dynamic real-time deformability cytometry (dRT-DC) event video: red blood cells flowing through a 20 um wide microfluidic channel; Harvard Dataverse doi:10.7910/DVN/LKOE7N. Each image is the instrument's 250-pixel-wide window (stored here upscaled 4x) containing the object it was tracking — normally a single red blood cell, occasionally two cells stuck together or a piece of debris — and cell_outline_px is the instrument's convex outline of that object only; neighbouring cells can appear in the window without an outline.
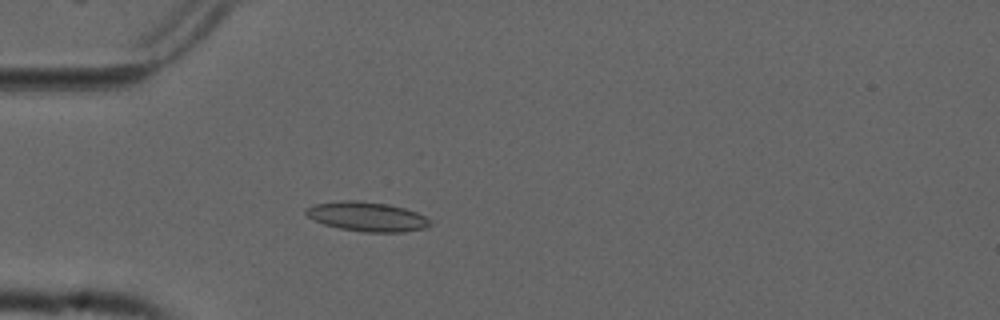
{"species": "common noctule bat (a hibernating species)", "species_latin": "Nyctalus noctula", "temperature_condition": "cold", "stored_images_in_passage": 27, "camera_frame_rate_fps": 3000, "um_per_image_px": 0.085, "animal": {"sex": "male", "forearm_length_mm": 52.5}, "frame": {"image": 1, "passage_image": 10, "time_ms": 3.0, "image_size_px": [1000, 320], "cell_outline_px": [[432, 224], [424, 228], [404, 232], [364, 232], [340, 228], [324, 224], [308, 216], [304, 212], [304, 208], [316, 204], [340, 200], [356, 200], [388, 204], [404, 208], [416, 212], [432, 220]], "centroid_in_image_um": [31.21, 18.41], "position_along_channel_um": 53.8, "area_um2": 21.27}}
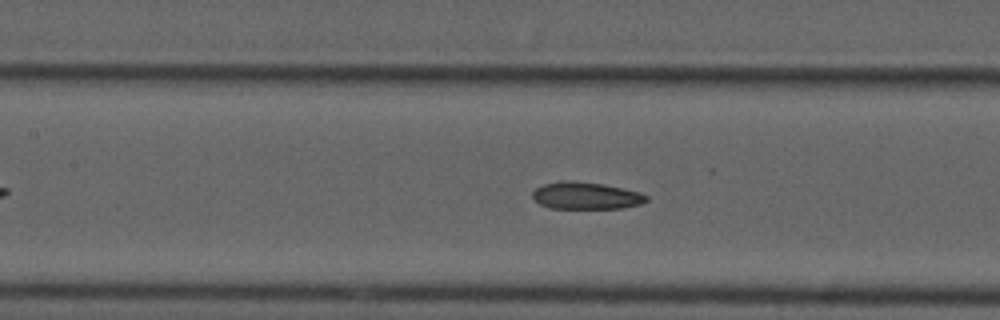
{"frame": {"image": 2, "passage_image": 19, "time_ms": 6.0, "image_size_px": [1000, 320], "cell_outline_px": [[648, 200], [640, 204], [620, 208], [548, 208], [540, 204], [532, 196], [532, 192], [536, 188], [544, 184], [564, 180], [572, 180], [604, 184], [640, 192], [648, 196]], "centroid_in_image_um": [49.8, 16.62], "position_along_channel_um": 157.6, "area_um2": 17.98}}
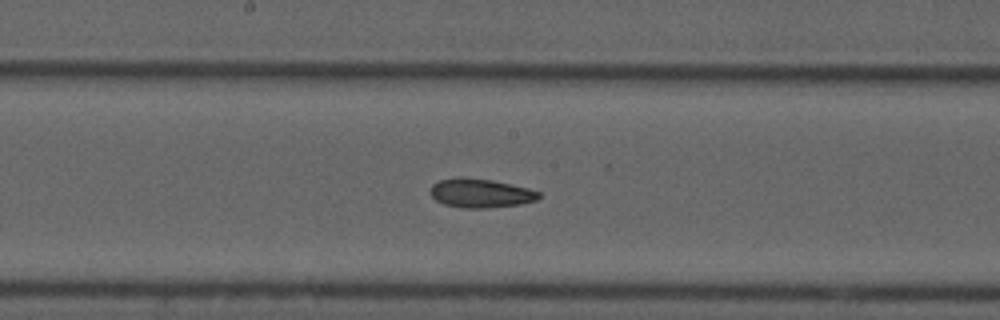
{"frame": {"image": 3, "passage_image": 23, "time_ms": 7.333, "image_size_px": [1000, 320], "cell_outline_px": [[540, 196], [536, 200], [520, 204], [488, 208], [464, 208], [444, 204], [436, 200], [428, 192], [432, 184], [440, 180], [492, 180], [528, 188], [540, 192]], "centroid_in_image_um": [40.87, 16.46], "position_along_channel_um": 207.3, "area_um2": 17.63}}